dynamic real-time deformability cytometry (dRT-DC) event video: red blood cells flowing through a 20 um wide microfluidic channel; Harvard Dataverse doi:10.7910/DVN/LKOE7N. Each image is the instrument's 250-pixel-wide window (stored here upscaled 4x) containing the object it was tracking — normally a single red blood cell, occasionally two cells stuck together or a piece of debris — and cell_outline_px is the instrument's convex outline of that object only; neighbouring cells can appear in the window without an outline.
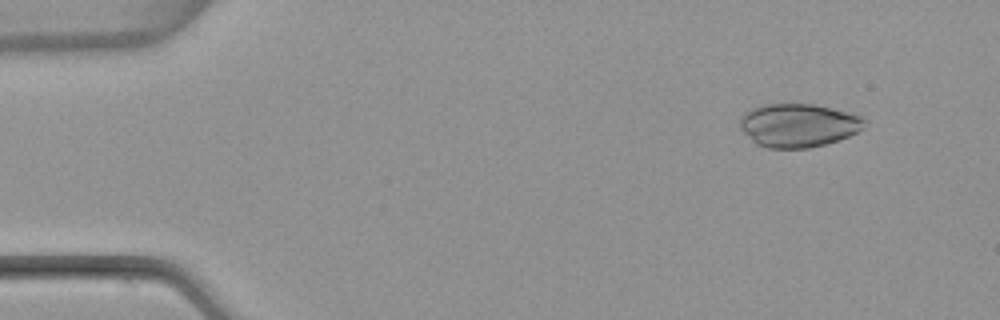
{"species": "common noctule bat (a hibernating species)", "species_latin": "Nyctalus noctula", "temperature_condition": "warm", "stored_images_in_passage": 6, "camera_frame_rate_fps": 3000, "um_per_image_px": 0.085, "animal": {"sex": "female", "body_mass_g": 22.7, "forearm_length_mm": 54.2}, "frame": {"image": 1, "passage_image": 2, "time_ms": 1.333, "image_size_px": [1000, 320], "cell_outline_px": [[868, 120], [864, 128], [848, 136], [824, 144], [808, 148], [768, 148], [756, 144], [740, 128], [740, 116], [744, 112], [752, 108], [764, 104], [812, 104], [856, 112], [864, 116]], "centroid_in_image_um": [67.91, 10.63], "position_along_channel_um": 17.1, "area_um2": 31.91}}
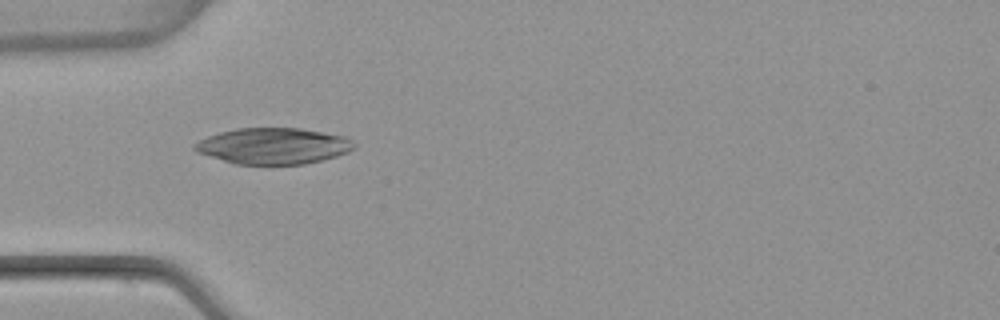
{"frame": {"image": 2, "passage_image": 5, "time_ms": 5.0, "image_size_px": [1000, 320], "cell_outline_px": [[356, 148], [348, 152], [336, 156], [304, 164], [236, 164], [196, 152], [192, 148], [192, 144], [208, 136], [220, 132], [236, 128], [300, 128], [344, 136], [352, 140], [356, 144]], "centroid_in_image_um": [23.23, 12.4], "position_along_channel_um": 61.8, "area_um2": 33.52}}
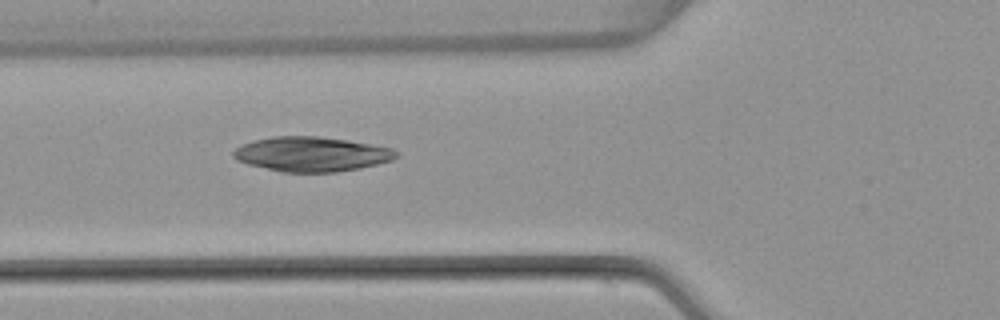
{"frame": {"image": 3, "passage_image": 6, "time_ms": 6.0, "image_size_px": [1000, 320], "cell_outline_px": [[400, 156], [392, 160], [360, 168], [336, 172], [280, 172], [248, 164], [236, 160], [232, 156], [232, 152], [240, 144], [272, 136], [320, 136], [348, 140], [372, 144], [392, 148], [400, 152]], "centroid_in_image_um": [26.49, 13.1], "position_along_channel_um": 99.3, "area_um2": 33.18}}